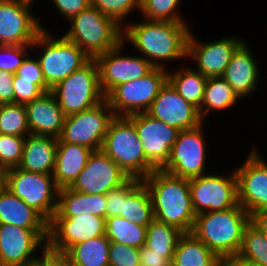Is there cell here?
Returning a JSON list of instances; mask_svg holds the SVG:
<instances>
[{
	"mask_svg": "<svg viewBox=\"0 0 267 266\" xmlns=\"http://www.w3.org/2000/svg\"><path fill=\"white\" fill-rule=\"evenodd\" d=\"M190 31L187 22L129 20L123 28L122 41L132 45L154 67L168 70L169 61H186Z\"/></svg>",
	"mask_w": 267,
	"mask_h": 266,
	"instance_id": "1",
	"label": "cell"
},
{
	"mask_svg": "<svg viewBox=\"0 0 267 266\" xmlns=\"http://www.w3.org/2000/svg\"><path fill=\"white\" fill-rule=\"evenodd\" d=\"M141 181L151 197L154 219L184 233L193 230L196 215L190 196L189 179L163 170H154Z\"/></svg>",
	"mask_w": 267,
	"mask_h": 266,
	"instance_id": "2",
	"label": "cell"
},
{
	"mask_svg": "<svg viewBox=\"0 0 267 266\" xmlns=\"http://www.w3.org/2000/svg\"><path fill=\"white\" fill-rule=\"evenodd\" d=\"M250 214L240 205L196 215L193 233L220 258L238 255Z\"/></svg>",
	"mask_w": 267,
	"mask_h": 266,
	"instance_id": "3",
	"label": "cell"
},
{
	"mask_svg": "<svg viewBox=\"0 0 267 266\" xmlns=\"http://www.w3.org/2000/svg\"><path fill=\"white\" fill-rule=\"evenodd\" d=\"M67 22L70 28L63 36L90 59L115 48L122 41L123 28L92 5Z\"/></svg>",
	"mask_w": 267,
	"mask_h": 266,
	"instance_id": "4",
	"label": "cell"
},
{
	"mask_svg": "<svg viewBox=\"0 0 267 266\" xmlns=\"http://www.w3.org/2000/svg\"><path fill=\"white\" fill-rule=\"evenodd\" d=\"M31 49L36 50V58L40 63L45 83L50 89L90 60L81 48L63 35L55 36L44 29L35 38ZM38 51L40 52L37 53Z\"/></svg>",
	"mask_w": 267,
	"mask_h": 266,
	"instance_id": "5",
	"label": "cell"
},
{
	"mask_svg": "<svg viewBox=\"0 0 267 266\" xmlns=\"http://www.w3.org/2000/svg\"><path fill=\"white\" fill-rule=\"evenodd\" d=\"M101 150L129 177L143 179L155 169L147 162L134 124L115 116L110 122Z\"/></svg>",
	"mask_w": 267,
	"mask_h": 266,
	"instance_id": "6",
	"label": "cell"
},
{
	"mask_svg": "<svg viewBox=\"0 0 267 266\" xmlns=\"http://www.w3.org/2000/svg\"><path fill=\"white\" fill-rule=\"evenodd\" d=\"M65 116L88 110L105 100L100 88L98 65L90 59L52 89Z\"/></svg>",
	"mask_w": 267,
	"mask_h": 266,
	"instance_id": "7",
	"label": "cell"
},
{
	"mask_svg": "<svg viewBox=\"0 0 267 266\" xmlns=\"http://www.w3.org/2000/svg\"><path fill=\"white\" fill-rule=\"evenodd\" d=\"M168 81L166 69L154 67L147 75L116 86L106 97L115 116L146 113Z\"/></svg>",
	"mask_w": 267,
	"mask_h": 266,
	"instance_id": "8",
	"label": "cell"
},
{
	"mask_svg": "<svg viewBox=\"0 0 267 266\" xmlns=\"http://www.w3.org/2000/svg\"><path fill=\"white\" fill-rule=\"evenodd\" d=\"M231 170L224 175L212 172L189 179L195 215L225 211L239 205L237 175Z\"/></svg>",
	"mask_w": 267,
	"mask_h": 266,
	"instance_id": "9",
	"label": "cell"
},
{
	"mask_svg": "<svg viewBox=\"0 0 267 266\" xmlns=\"http://www.w3.org/2000/svg\"><path fill=\"white\" fill-rule=\"evenodd\" d=\"M7 189L38 211L48 222L57 211L59 188L53 175L11 168Z\"/></svg>",
	"mask_w": 267,
	"mask_h": 266,
	"instance_id": "10",
	"label": "cell"
},
{
	"mask_svg": "<svg viewBox=\"0 0 267 266\" xmlns=\"http://www.w3.org/2000/svg\"><path fill=\"white\" fill-rule=\"evenodd\" d=\"M114 118L115 114L105 99L93 108L66 116L58 139L86 146L93 151L100 150Z\"/></svg>",
	"mask_w": 267,
	"mask_h": 266,
	"instance_id": "11",
	"label": "cell"
},
{
	"mask_svg": "<svg viewBox=\"0 0 267 266\" xmlns=\"http://www.w3.org/2000/svg\"><path fill=\"white\" fill-rule=\"evenodd\" d=\"M204 126L202 123L193 129L179 132L163 171L186 179L208 174L206 168L208 150Z\"/></svg>",
	"mask_w": 267,
	"mask_h": 266,
	"instance_id": "12",
	"label": "cell"
},
{
	"mask_svg": "<svg viewBox=\"0 0 267 266\" xmlns=\"http://www.w3.org/2000/svg\"><path fill=\"white\" fill-rule=\"evenodd\" d=\"M33 1L0 0V45H32L46 29L32 12ZM43 25V26H42Z\"/></svg>",
	"mask_w": 267,
	"mask_h": 266,
	"instance_id": "13",
	"label": "cell"
},
{
	"mask_svg": "<svg viewBox=\"0 0 267 266\" xmlns=\"http://www.w3.org/2000/svg\"><path fill=\"white\" fill-rule=\"evenodd\" d=\"M126 43L121 41L115 48L94 58L98 65L100 88L106 97L119 84L147 75L154 66L143 56L122 53Z\"/></svg>",
	"mask_w": 267,
	"mask_h": 266,
	"instance_id": "14",
	"label": "cell"
},
{
	"mask_svg": "<svg viewBox=\"0 0 267 266\" xmlns=\"http://www.w3.org/2000/svg\"><path fill=\"white\" fill-rule=\"evenodd\" d=\"M127 118L137 130L147 162L155 170H162L180 131L147 113L133 114Z\"/></svg>",
	"mask_w": 267,
	"mask_h": 266,
	"instance_id": "15",
	"label": "cell"
},
{
	"mask_svg": "<svg viewBox=\"0 0 267 266\" xmlns=\"http://www.w3.org/2000/svg\"><path fill=\"white\" fill-rule=\"evenodd\" d=\"M252 147L243 164L234 169L238 181V202L249 214L267 208V161Z\"/></svg>",
	"mask_w": 267,
	"mask_h": 266,
	"instance_id": "16",
	"label": "cell"
},
{
	"mask_svg": "<svg viewBox=\"0 0 267 266\" xmlns=\"http://www.w3.org/2000/svg\"><path fill=\"white\" fill-rule=\"evenodd\" d=\"M106 218L84 214L70 218H52L47 246L66 253L73 245L105 235Z\"/></svg>",
	"mask_w": 267,
	"mask_h": 266,
	"instance_id": "17",
	"label": "cell"
},
{
	"mask_svg": "<svg viewBox=\"0 0 267 266\" xmlns=\"http://www.w3.org/2000/svg\"><path fill=\"white\" fill-rule=\"evenodd\" d=\"M190 31L187 42V59L193 60L195 70L206 78L222 77L233 53L245 41L241 37L225 36L210 42H201Z\"/></svg>",
	"mask_w": 267,
	"mask_h": 266,
	"instance_id": "18",
	"label": "cell"
},
{
	"mask_svg": "<svg viewBox=\"0 0 267 266\" xmlns=\"http://www.w3.org/2000/svg\"><path fill=\"white\" fill-rule=\"evenodd\" d=\"M130 177L101 149L93 151L82 172L68 187L86 194H106Z\"/></svg>",
	"mask_w": 267,
	"mask_h": 266,
	"instance_id": "19",
	"label": "cell"
},
{
	"mask_svg": "<svg viewBox=\"0 0 267 266\" xmlns=\"http://www.w3.org/2000/svg\"><path fill=\"white\" fill-rule=\"evenodd\" d=\"M48 236L49 229L0 224V266H14L33 258L47 246Z\"/></svg>",
	"mask_w": 267,
	"mask_h": 266,
	"instance_id": "20",
	"label": "cell"
},
{
	"mask_svg": "<svg viewBox=\"0 0 267 266\" xmlns=\"http://www.w3.org/2000/svg\"><path fill=\"white\" fill-rule=\"evenodd\" d=\"M146 113L179 131L193 129L204 122L199 109L183 99L168 81Z\"/></svg>",
	"mask_w": 267,
	"mask_h": 266,
	"instance_id": "21",
	"label": "cell"
},
{
	"mask_svg": "<svg viewBox=\"0 0 267 266\" xmlns=\"http://www.w3.org/2000/svg\"><path fill=\"white\" fill-rule=\"evenodd\" d=\"M248 44L244 41L236 49L222 75L240 101L252 96L260 82L259 60L255 59L257 56H254Z\"/></svg>",
	"mask_w": 267,
	"mask_h": 266,
	"instance_id": "22",
	"label": "cell"
},
{
	"mask_svg": "<svg viewBox=\"0 0 267 266\" xmlns=\"http://www.w3.org/2000/svg\"><path fill=\"white\" fill-rule=\"evenodd\" d=\"M25 108L30 134L60 136L66 116L51 91L27 103Z\"/></svg>",
	"mask_w": 267,
	"mask_h": 266,
	"instance_id": "23",
	"label": "cell"
},
{
	"mask_svg": "<svg viewBox=\"0 0 267 266\" xmlns=\"http://www.w3.org/2000/svg\"><path fill=\"white\" fill-rule=\"evenodd\" d=\"M92 149L78 144L57 140V150L53 178L56 186L61 189L69 187L87 164Z\"/></svg>",
	"mask_w": 267,
	"mask_h": 266,
	"instance_id": "24",
	"label": "cell"
},
{
	"mask_svg": "<svg viewBox=\"0 0 267 266\" xmlns=\"http://www.w3.org/2000/svg\"><path fill=\"white\" fill-rule=\"evenodd\" d=\"M58 138L43 135H27L19 169L52 175Z\"/></svg>",
	"mask_w": 267,
	"mask_h": 266,
	"instance_id": "25",
	"label": "cell"
},
{
	"mask_svg": "<svg viewBox=\"0 0 267 266\" xmlns=\"http://www.w3.org/2000/svg\"><path fill=\"white\" fill-rule=\"evenodd\" d=\"M0 224L26 229H49V222L8 189L0 193Z\"/></svg>",
	"mask_w": 267,
	"mask_h": 266,
	"instance_id": "26",
	"label": "cell"
},
{
	"mask_svg": "<svg viewBox=\"0 0 267 266\" xmlns=\"http://www.w3.org/2000/svg\"><path fill=\"white\" fill-rule=\"evenodd\" d=\"M120 217L142 226H148L154 219L151 197L141 179L130 177L125 182Z\"/></svg>",
	"mask_w": 267,
	"mask_h": 266,
	"instance_id": "27",
	"label": "cell"
},
{
	"mask_svg": "<svg viewBox=\"0 0 267 266\" xmlns=\"http://www.w3.org/2000/svg\"><path fill=\"white\" fill-rule=\"evenodd\" d=\"M220 257L193 233H184L178 241L171 266H219Z\"/></svg>",
	"mask_w": 267,
	"mask_h": 266,
	"instance_id": "28",
	"label": "cell"
},
{
	"mask_svg": "<svg viewBox=\"0 0 267 266\" xmlns=\"http://www.w3.org/2000/svg\"><path fill=\"white\" fill-rule=\"evenodd\" d=\"M189 65L168 72V82L187 102L200 109L207 78Z\"/></svg>",
	"mask_w": 267,
	"mask_h": 266,
	"instance_id": "29",
	"label": "cell"
},
{
	"mask_svg": "<svg viewBox=\"0 0 267 266\" xmlns=\"http://www.w3.org/2000/svg\"><path fill=\"white\" fill-rule=\"evenodd\" d=\"M239 102L233 88L223 77L207 78L202 105L199 109L202 120L212 111L221 112L235 107Z\"/></svg>",
	"mask_w": 267,
	"mask_h": 266,
	"instance_id": "30",
	"label": "cell"
},
{
	"mask_svg": "<svg viewBox=\"0 0 267 266\" xmlns=\"http://www.w3.org/2000/svg\"><path fill=\"white\" fill-rule=\"evenodd\" d=\"M109 246L103 235L73 245L65 254L74 266H109Z\"/></svg>",
	"mask_w": 267,
	"mask_h": 266,
	"instance_id": "31",
	"label": "cell"
},
{
	"mask_svg": "<svg viewBox=\"0 0 267 266\" xmlns=\"http://www.w3.org/2000/svg\"><path fill=\"white\" fill-rule=\"evenodd\" d=\"M183 234L178 228L153 219L147 226L144 246L153 252L163 253V257L172 262L178 241Z\"/></svg>",
	"mask_w": 267,
	"mask_h": 266,
	"instance_id": "32",
	"label": "cell"
},
{
	"mask_svg": "<svg viewBox=\"0 0 267 266\" xmlns=\"http://www.w3.org/2000/svg\"><path fill=\"white\" fill-rule=\"evenodd\" d=\"M147 226L138 225L120 216L106 218L105 236L109 241L141 248L145 244Z\"/></svg>",
	"mask_w": 267,
	"mask_h": 266,
	"instance_id": "33",
	"label": "cell"
},
{
	"mask_svg": "<svg viewBox=\"0 0 267 266\" xmlns=\"http://www.w3.org/2000/svg\"><path fill=\"white\" fill-rule=\"evenodd\" d=\"M0 134L19 137L30 135L25 105L0 104Z\"/></svg>",
	"mask_w": 267,
	"mask_h": 266,
	"instance_id": "34",
	"label": "cell"
},
{
	"mask_svg": "<svg viewBox=\"0 0 267 266\" xmlns=\"http://www.w3.org/2000/svg\"><path fill=\"white\" fill-rule=\"evenodd\" d=\"M238 256L260 266H267V235L249 223Z\"/></svg>",
	"mask_w": 267,
	"mask_h": 266,
	"instance_id": "35",
	"label": "cell"
},
{
	"mask_svg": "<svg viewBox=\"0 0 267 266\" xmlns=\"http://www.w3.org/2000/svg\"><path fill=\"white\" fill-rule=\"evenodd\" d=\"M182 0H140V14L150 21L187 22L177 9Z\"/></svg>",
	"mask_w": 267,
	"mask_h": 266,
	"instance_id": "36",
	"label": "cell"
},
{
	"mask_svg": "<svg viewBox=\"0 0 267 266\" xmlns=\"http://www.w3.org/2000/svg\"><path fill=\"white\" fill-rule=\"evenodd\" d=\"M91 5L112 18L122 28L128 23L125 19L132 11L140 12V0H91Z\"/></svg>",
	"mask_w": 267,
	"mask_h": 266,
	"instance_id": "37",
	"label": "cell"
},
{
	"mask_svg": "<svg viewBox=\"0 0 267 266\" xmlns=\"http://www.w3.org/2000/svg\"><path fill=\"white\" fill-rule=\"evenodd\" d=\"M86 214L85 193L68 187L58 191V206L53 218H70Z\"/></svg>",
	"mask_w": 267,
	"mask_h": 266,
	"instance_id": "38",
	"label": "cell"
},
{
	"mask_svg": "<svg viewBox=\"0 0 267 266\" xmlns=\"http://www.w3.org/2000/svg\"><path fill=\"white\" fill-rule=\"evenodd\" d=\"M25 137L0 134V165L9 169L18 167L22 161Z\"/></svg>",
	"mask_w": 267,
	"mask_h": 266,
	"instance_id": "39",
	"label": "cell"
},
{
	"mask_svg": "<svg viewBox=\"0 0 267 266\" xmlns=\"http://www.w3.org/2000/svg\"><path fill=\"white\" fill-rule=\"evenodd\" d=\"M30 51L31 45H0V70L15 74Z\"/></svg>",
	"mask_w": 267,
	"mask_h": 266,
	"instance_id": "40",
	"label": "cell"
},
{
	"mask_svg": "<svg viewBox=\"0 0 267 266\" xmlns=\"http://www.w3.org/2000/svg\"><path fill=\"white\" fill-rule=\"evenodd\" d=\"M139 248L110 241L109 266H140Z\"/></svg>",
	"mask_w": 267,
	"mask_h": 266,
	"instance_id": "41",
	"label": "cell"
},
{
	"mask_svg": "<svg viewBox=\"0 0 267 266\" xmlns=\"http://www.w3.org/2000/svg\"><path fill=\"white\" fill-rule=\"evenodd\" d=\"M14 103L26 105L34 99L42 96L46 91L38 84H34V80L19 79L14 74Z\"/></svg>",
	"mask_w": 267,
	"mask_h": 266,
	"instance_id": "42",
	"label": "cell"
},
{
	"mask_svg": "<svg viewBox=\"0 0 267 266\" xmlns=\"http://www.w3.org/2000/svg\"><path fill=\"white\" fill-rule=\"evenodd\" d=\"M15 74L19 77V79L34 80V84L40 85L46 92L51 91L45 83L40 63L33 54H29L25 58Z\"/></svg>",
	"mask_w": 267,
	"mask_h": 266,
	"instance_id": "43",
	"label": "cell"
},
{
	"mask_svg": "<svg viewBox=\"0 0 267 266\" xmlns=\"http://www.w3.org/2000/svg\"><path fill=\"white\" fill-rule=\"evenodd\" d=\"M58 14L69 21L72 17L87 9L91 5V0H51Z\"/></svg>",
	"mask_w": 267,
	"mask_h": 266,
	"instance_id": "44",
	"label": "cell"
},
{
	"mask_svg": "<svg viewBox=\"0 0 267 266\" xmlns=\"http://www.w3.org/2000/svg\"><path fill=\"white\" fill-rule=\"evenodd\" d=\"M123 200H125V182L106 193V218L120 216Z\"/></svg>",
	"mask_w": 267,
	"mask_h": 266,
	"instance_id": "45",
	"label": "cell"
},
{
	"mask_svg": "<svg viewBox=\"0 0 267 266\" xmlns=\"http://www.w3.org/2000/svg\"><path fill=\"white\" fill-rule=\"evenodd\" d=\"M14 74L0 70V104L14 103Z\"/></svg>",
	"mask_w": 267,
	"mask_h": 266,
	"instance_id": "46",
	"label": "cell"
},
{
	"mask_svg": "<svg viewBox=\"0 0 267 266\" xmlns=\"http://www.w3.org/2000/svg\"><path fill=\"white\" fill-rule=\"evenodd\" d=\"M106 194H86V214H94L106 218Z\"/></svg>",
	"mask_w": 267,
	"mask_h": 266,
	"instance_id": "47",
	"label": "cell"
},
{
	"mask_svg": "<svg viewBox=\"0 0 267 266\" xmlns=\"http://www.w3.org/2000/svg\"><path fill=\"white\" fill-rule=\"evenodd\" d=\"M139 256L140 266H171V261L163 257V253L153 252L144 245L140 248Z\"/></svg>",
	"mask_w": 267,
	"mask_h": 266,
	"instance_id": "48",
	"label": "cell"
},
{
	"mask_svg": "<svg viewBox=\"0 0 267 266\" xmlns=\"http://www.w3.org/2000/svg\"><path fill=\"white\" fill-rule=\"evenodd\" d=\"M44 266H74L70 258L61 252L51 250L48 246L44 248Z\"/></svg>",
	"mask_w": 267,
	"mask_h": 266,
	"instance_id": "49",
	"label": "cell"
},
{
	"mask_svg": "<svg viewBox=\"0 0 267 266\" xmlns=\"http://www.w3.org/2000/svg\"><path fill=\"white\" fill-rule=\"evenodd\" d=\"M250 223L267 235V208L252 212L250 214Z\"/></svg>",
	"mask_w": 267,
	"mask_h": 266,
	"instance_id": "50",
	"label": "cell"
},
{
	"mask_svg": "<svg viewBox=\"0 0 267 266\" xmlns=\"http://www.w3.org/2000/svg\"><path fill=\"white\" fill-rule=\"evenodd\" d=\"M219 266H260L257 263L243 259L238 255L225 256L220 259Z\"/></svg>",
	"mask_w": 267,
	"mask_h": 266,
	"instance_id": "51",
	"label": "cell"
},
{
	"mask_svg": "<svg viewBox=\"0 0 267 266\" xmlns=\"http://www.w3.org/2000/svg\"><path fill=\"white\" fill-rule=\"evenodd\" d=\"M41 254V255H39ZM14 266H44V249L38 253V256H34L33 258L23 261Z\"/></svg>",
	"mask_w": 267,
	"mask_h": 266,
	"instance_id": "52",
	"label": "cell"
},
{
	"mask_svg": "<svg viewBox=\"0 0 267 266\" xmlns=\"http://www.w3.org/2000/svg\"><path fill=\"white\" fill-rule=\"evenodd\" d=\"M9 168L0 165V193L7 190Z\"/></svg>",
	"mask_w": 267,
	"mask_h": 266,
	"instance_id": "53",
	"label": "cell"
}]
</instances>
